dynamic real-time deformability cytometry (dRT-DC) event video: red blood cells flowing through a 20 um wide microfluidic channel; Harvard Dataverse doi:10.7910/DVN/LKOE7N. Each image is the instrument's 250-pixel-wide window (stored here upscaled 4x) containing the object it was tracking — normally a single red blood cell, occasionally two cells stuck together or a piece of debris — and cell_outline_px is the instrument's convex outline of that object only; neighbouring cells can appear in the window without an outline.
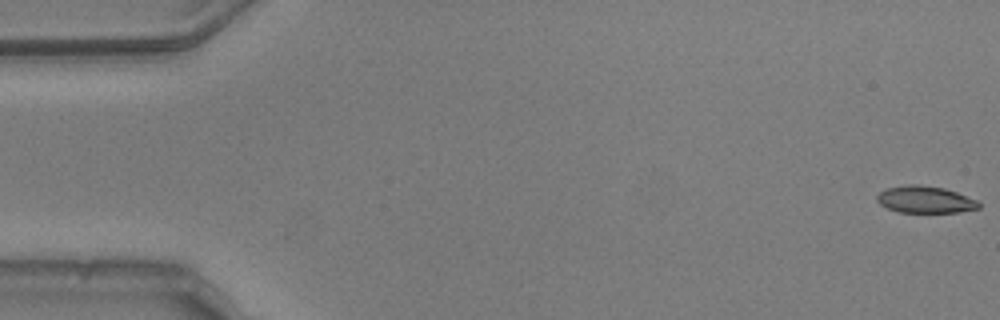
{"species": "common noctule bat (a hibernating species)", "species_latin": "Nyctalus noctula", "temperature_condition": "warm", "stored_images_in_passage": 17, "camera_frame_rate_fps": 3000, "um_per_image_px": 0.085, "animal": {"sex": "male", "body_mass_g": 20.5, "forearm_length_mm": 52.5}, "frame": {"image": 1, "passage_image": 1, "time_ms": 0.0, "image_size_px": [1000, 320], "cell_outline_px": [[980, 208], [960, 212], [896, 212], [880, 204], [876, 200], [876, 196], [884, 188], [908, 184], [916, 184], [944, 188], [956, 192], [976, 200], [980, 204]], "centroid_in_image_um": [78.6, 16.96], "position_along_channel_um": 6.4, "area_um2": 16.01}}
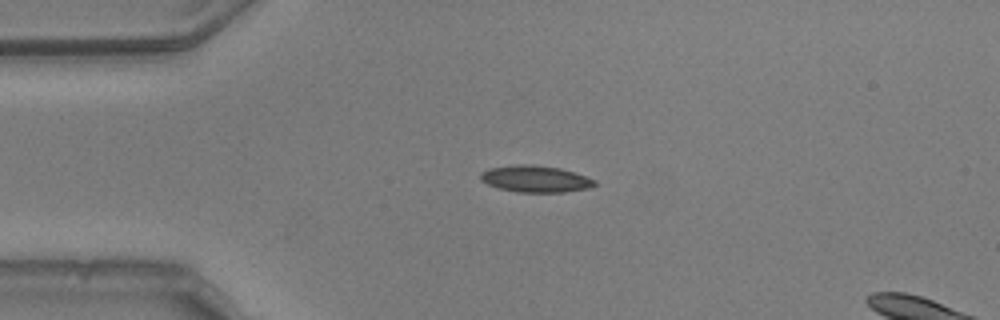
{"frame": {"image": 2, "passage_image": 13, "time_ms": 4.0, "image_size_px": [1000, 320], "cell_outline_px": [[596, 184], [588, 188], [564, 192], [516, 192], [496, 188], [480, 180], [480, 172], [488, 168], [520, 164], [524, 164], [560, 168], [596, 180]], "centroid_in_image_um": [45.45, 15.21], "position_along_channel_um": 39.5, "area_um2": 17.63}}